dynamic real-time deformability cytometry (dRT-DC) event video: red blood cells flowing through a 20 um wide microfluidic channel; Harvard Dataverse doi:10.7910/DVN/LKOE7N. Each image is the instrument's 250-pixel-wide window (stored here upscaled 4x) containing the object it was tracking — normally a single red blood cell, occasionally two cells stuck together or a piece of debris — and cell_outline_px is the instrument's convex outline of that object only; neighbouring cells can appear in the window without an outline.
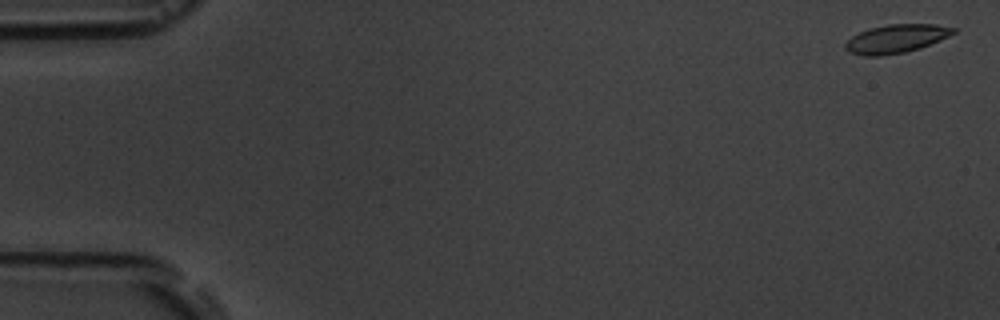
{"species": "common noctule bat (a hibernating species)", "species_latin": "Nyctalus noctula", "temperature_condition": "room temperature", "stored_images_in_passage": 5, "camera_frame_rate_fps": 3000, "um_per_image_px": 0.085, "animal": {"sex": "male", "body_mass_g": 19.5, "forearm_length_mm": 54.6}, "frame": {"image": 1, "passage_image": 1, "time_ms": 0.0, "image_size_px": [1000, 320], "cell_outline_px": [[956, 32], [940, 40], [920, 48], [904, 52], [880, 56], [864, 56], [852, 52], [844, 48], [844, 44], [852, 36], [860, 32], [872, 28], [888, 24], [936, 24], [956, 28]], "centroid_in_image_um": [76.19, 3.29], "position_along_channel_um": 8.8, "area_um2": 17.74}}
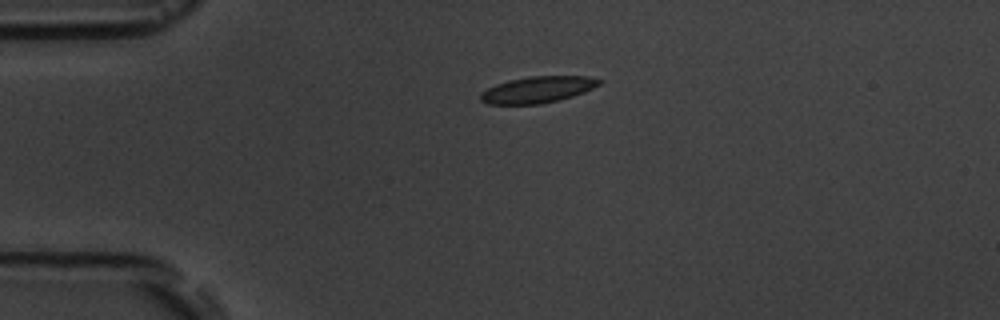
{"frame": {"image": 2, "passage_image": 4, "time_ms": 4.0, "image_size_px": [1000, 320], "cell_outline_px": [[604, 80], [600, 84], [584, 92], [560, 100], [540, 104], [488, 104], [480, 100], [480, 92], [496, 84], [508, 80], [528, 76], [588, 76]], "centroid_in_image_um": [45.7, 7.61], "position_along_channel_um": 39.3, "area_um2": 18.38}}